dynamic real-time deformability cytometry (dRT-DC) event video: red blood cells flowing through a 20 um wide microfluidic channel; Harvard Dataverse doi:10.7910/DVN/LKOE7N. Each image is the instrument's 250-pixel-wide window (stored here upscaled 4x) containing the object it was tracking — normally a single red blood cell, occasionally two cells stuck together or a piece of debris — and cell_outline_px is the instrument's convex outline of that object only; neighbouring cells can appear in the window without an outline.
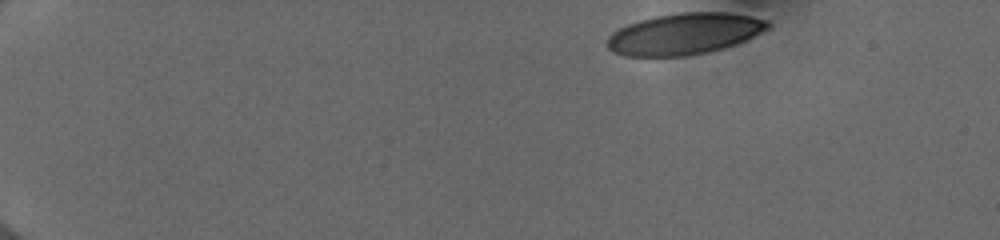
{"species": "human", "species_latin": "Homo sapiens", "temperature_condition": "cold", "stored_images_in_passage": 46, "camera_frame_rate_fps": 3000, "um_per_image_px": 0.085, "donor": {"sex": "female"}, "frame": {"image": 1, "passage_image": 1, "time_ms": 0.0, "image_size_px": [1000, 240], "cell_outline_px": [[772, 24], [768, 28], [736, 44], [724, 48], [708, 52], [684, 56], [624, 56], [612, 52], [608, 48], [608, 36], [612, 32], [628, 24], [640, 20], [656, 16], [680, 12], [728, 12], [752, 16], [768, 20]], "centroid_in_image_um": [58.17, 2.87], "position_along_channel_um": 26.8, "area_um2": 38.67}}
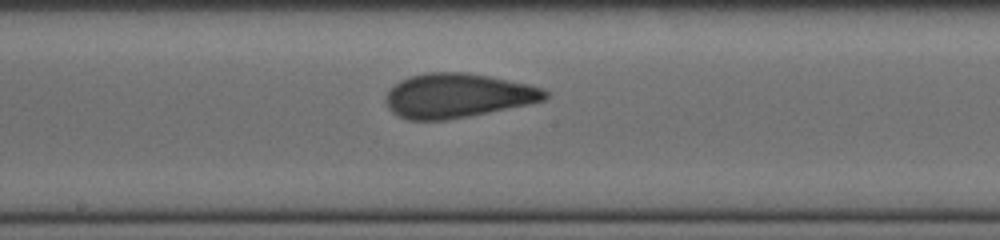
{"frame": {"image": 2, "passage_image": 24, "time_ms": 7.667, "image_size_px": [1000, 240], "cell_outline_px": [[548, 96], [544, 100], [528, 104], [448, 120], [408, 120], [392, 112], [388, 104], [388, 92], [400, 80], [412, 76], [428, 72], [468, 72], [528, 84], [544, 88], [548, 92]], "centroid_in_image_um": [38.93, 8.12], "position_along_channel_um": 209.3, "area_um2": 40.63}}
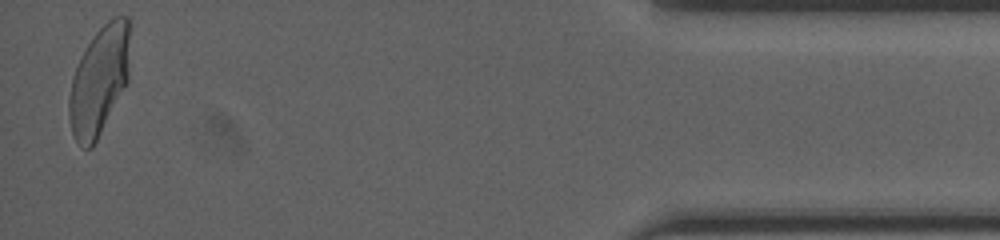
{"frame": {"image": 3, "passage_image": 45, "time_ms": 14.667, "image_size_px": [1000, 240], "cell_outline_px": [[132, 24], [128, 80], [92, 148], [84, 148], [76, 140], [72, 132], [68, 116], [68, 100], [72, 76], [92, 36], [108, 20], [116, 16], [128, 16]], "centroid_in_image_um": [8.46, 6.78], "position_along_channel_um": 426.7, "area_um2": 38.67}, "authors_computed_cell_mechanics": {"area_um2": 39.7953, "velocity_mm_per_s": 3.9818, "shape_relaxation_time_tau1_ms": 6.1158, "shape_relaxation_time_tau2_ms": 0.8104, "deformation_change_tau1": 0.1981, "deformation_change_tau2": 0.0834}}